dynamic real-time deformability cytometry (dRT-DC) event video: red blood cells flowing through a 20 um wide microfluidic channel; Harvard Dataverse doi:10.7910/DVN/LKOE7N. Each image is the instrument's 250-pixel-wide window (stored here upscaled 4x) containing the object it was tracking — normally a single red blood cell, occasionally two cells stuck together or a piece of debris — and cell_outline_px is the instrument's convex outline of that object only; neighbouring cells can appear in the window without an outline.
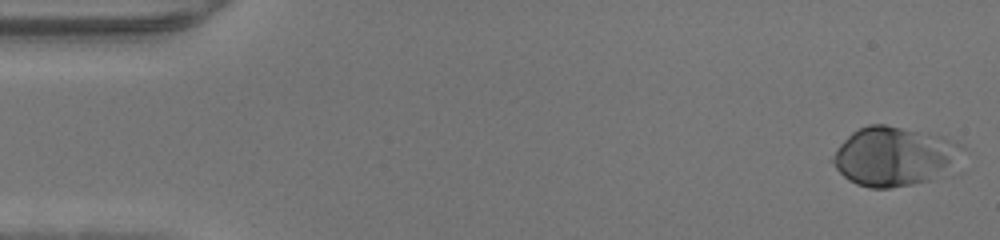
{"species": "human", "species_latin": "Homo sapiens", "temperature_condition": "warm", "stored_images_in_passage": 46, "camera_frame_rate_fps": 3000, "um_per_image_px": 0.085, "donor": {"sex": "male"}, "frame": {"image": 1, "passage_image": 1, "time_ms": 0.0, "image_size_px": [1000, 240], "cell_outline_px": [[968, 152], [964, 172], [932, 180], [912, 184], [888, 188], [868, 188], [856, 184], [848, 180], [828, 160], [840, 144], [852, 132], [868, 124], [884, 124], [944, 136], [956, 140]], "centroid_in_image_um": [76.24, 13.32], "position_along_channel_um": 8.8, "area_um2": 47.05}}
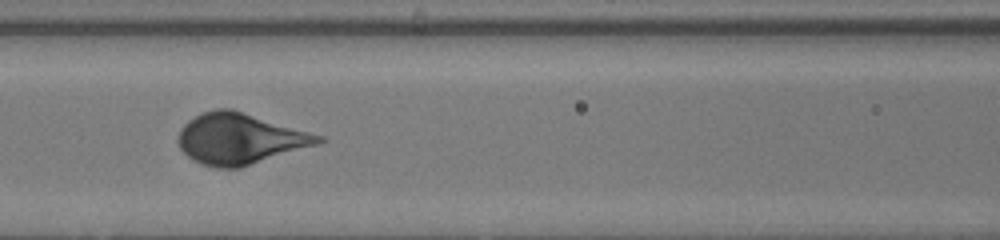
{"frame": {"image": 2, "passage_image": 20, "time_ms": 6.333, "image_size_px": [1000, 240], "cell_outline_px": [[328, 140], [316, 144], [240, 168], [216, 168], [204, 164], [188, 156], [180, 148], [176, 140], [180, 128], [188, 120], [204, 112], [216, 108], [232, 108], [324, 136]], "centroid_in_image_um": [20.38, 11.78], "position_along_channel_um": 146.2, "area_um2": 41.38}}
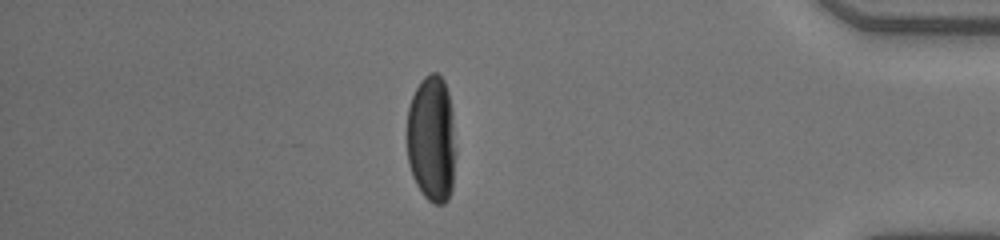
{"frame": {"image": 3, "passage_image": 40, "time_ms": 13.0, "image_size_px": [1000, 240], "cell_outline_px": [[456, 152], [452, 188], [448, 200], [444, 204], [432, 204], [420, 192], [412, 176], [408, 164], [408, 108], [412, 96], [420, 80], [428, 72], [436, 72], [444, 80], [448, 92], [452, 108]], "centroid_in_image_um": [36.71, 11.82], "position_along_channel_um": 398.5, "area_um2": 36.65}}